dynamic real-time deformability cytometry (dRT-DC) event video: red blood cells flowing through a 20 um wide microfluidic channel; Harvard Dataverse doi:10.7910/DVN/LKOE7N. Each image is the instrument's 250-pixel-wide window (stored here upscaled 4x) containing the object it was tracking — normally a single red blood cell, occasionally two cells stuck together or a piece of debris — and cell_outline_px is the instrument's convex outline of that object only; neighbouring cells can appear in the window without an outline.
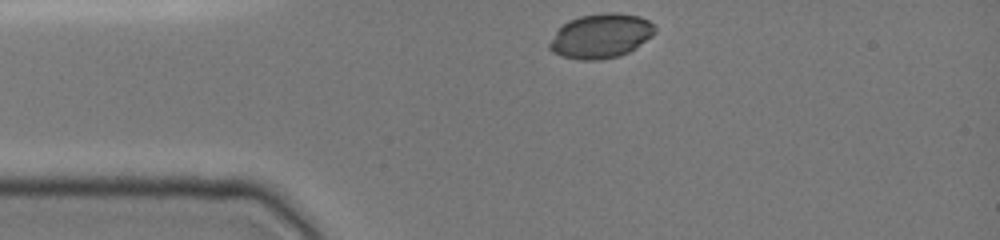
{"species": "common noctule bat (a hibernating species)", "species_latin": "Nyctalus noctula", "temperature_condition": "cold", "stored_images_in_passage": 32, "camera_frame_rate_fps": 3000, "um_per_image_px": 0.085, "animal": {"sex": "female", "body_mass_g": 19.0, "forearm_length_mm": 51.5}, "frame": {"image": 1, "passage_image": 1, "time_ms": 0.0, "image_size_px": [1000, 240], "cell_outline_px": [[656, 32], [652, 36], [636, 48], [620, 56], [600, 60], [580, 60], [560, 56], [552, 52], [548, 48], [548, 44], [556, 32], [568, 20], [580, 16], [604, 12], [620, 12], [640, 16], [648, 20], [656, 28]], "centroid_in_image_um": [51.08, 3.06], "position_along_channel_um": 33.9, "area_um2": 27.57}}
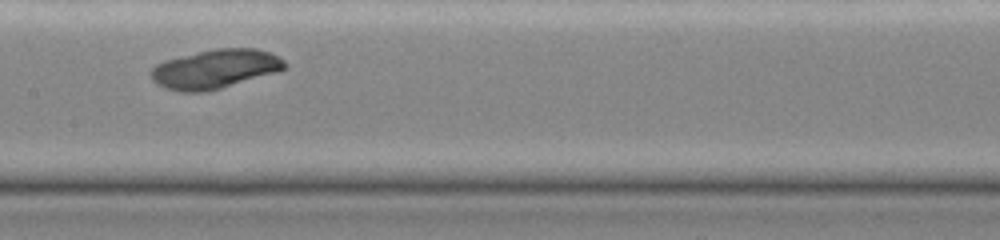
{"frame": {"image": 2, "passage_image": 15, "time_ms": 4.667, "image_size_px": [1000, 240], "cell_outline_px": [[288, 68], [276, 72], [208, 92], [180, 92], [164, 88], [156, 84], [152, 80], [152, 68], [156, 64], [164, 60], [216, 48], [256, 48], [272, 52], [284, 60], [288, 64]], "centroid_in_image_um": [18.31, 5.87], "position_along_channel_um": 189.1, "area_um2": 30.63}}
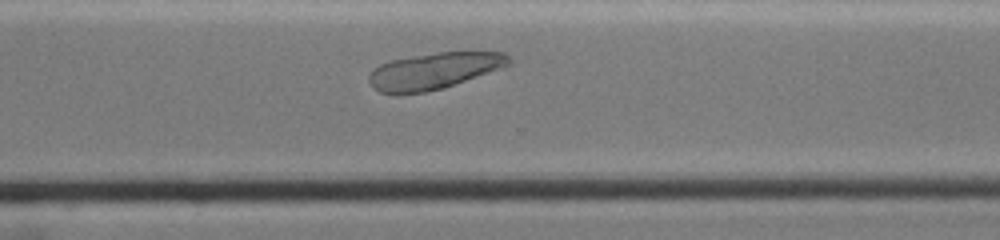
{"frame": {"image": 3, "passage_image": 26, "time_ms": 8.333, "image_size_px": [1000, 240], "cell_outline_px": [[512, 60], [504, 68], [444, 88], [424, 92], [400, 96], [396, 96], [380, 92], [372, 88], [368, 80], [368, 76], [372, 68], [380, 64], [392, 60], [412, 56], [436, 52], [504, 52]], "centroid_in_image_um": [36.84, 6.05], "position_along_channel_um": 333.8, "area_um2": 30.29}}